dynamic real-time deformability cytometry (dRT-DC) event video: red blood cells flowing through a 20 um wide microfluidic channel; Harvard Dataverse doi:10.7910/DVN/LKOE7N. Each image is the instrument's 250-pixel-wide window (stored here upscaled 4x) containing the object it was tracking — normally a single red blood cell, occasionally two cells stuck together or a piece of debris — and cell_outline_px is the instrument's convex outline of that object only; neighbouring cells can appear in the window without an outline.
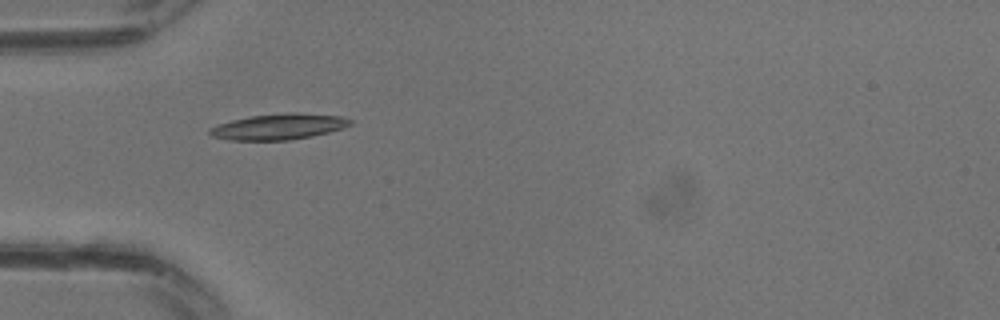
{"species": "common noctule bat (a hibernating species)", "species_latin": "Nyctalus noctula", "temperature_condition": "warm", "stored_images_in_passage": 7, "camera_frame_rate_fps": 3000, "um_per_image_px": 0.085, "animal": {"sex": "male", "body_mass_g": 13.3}, "frame": {"image": 1, "passage_image": 1, "time_ms": 0.0, "image_size_px": [1000, 320], "cell_outline_px": [[352, 124], [344, 128], [312, 136], [288, 140], [228, 140], [212, 136], [208, 132], [212, 128], [220, 124], [232, 120], [252, 116], [340, 116], [352, 120]], "centroid_in_image_um": [23.64, 10.84], "position_along_channel_um": 61.4, "area_um2": 19.59}}
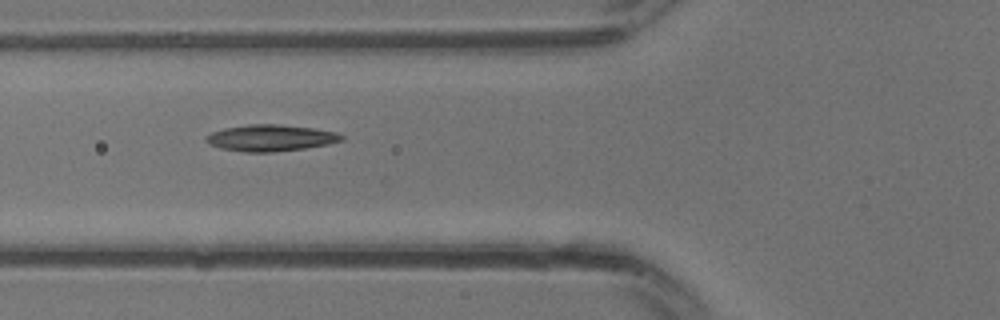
{"frame": {"image": 2, "passage_image": 3, "time_ms": 0.667, "image_size_px": [1000, 320], "cell_outline_px": [[344, 140], [328, 144], [304, 148], [272, 152], [244, 152], [220, 148], [208, 144], [204, 140], [204, 136], [212, 132], [224, 128], [248, 124], [276, 124], [312, 128], [336, 132], [344, 136]], "centroid_in_image_um": [22.96, 11.72], "position_along_channel_um": 102.8, "area_um2": 20.92}}
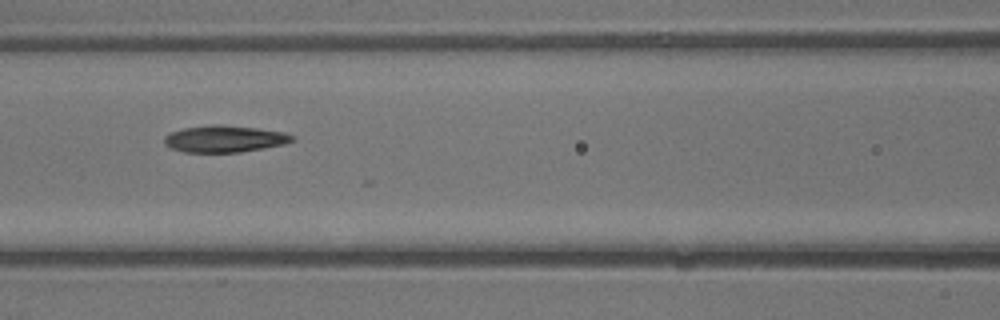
{"frame": {"image": 3, "passage_image": 5, "time_ms": 1.333, "image_size_px": [1000, 320], "cell_outline_px": [[296, 140], [284, 144], [264, 148], [240, 152], [184, 152], [172, 148], [164, 144], [164, 136], [172, 132], [184, 128], [216, 124], [220, 124], [256, 128], [284, 132], [292, 136]], "centroid_in_image_um": [19.09, 11.8], "position_along_channel_um": 147.5, "area_um2": 19.83}}